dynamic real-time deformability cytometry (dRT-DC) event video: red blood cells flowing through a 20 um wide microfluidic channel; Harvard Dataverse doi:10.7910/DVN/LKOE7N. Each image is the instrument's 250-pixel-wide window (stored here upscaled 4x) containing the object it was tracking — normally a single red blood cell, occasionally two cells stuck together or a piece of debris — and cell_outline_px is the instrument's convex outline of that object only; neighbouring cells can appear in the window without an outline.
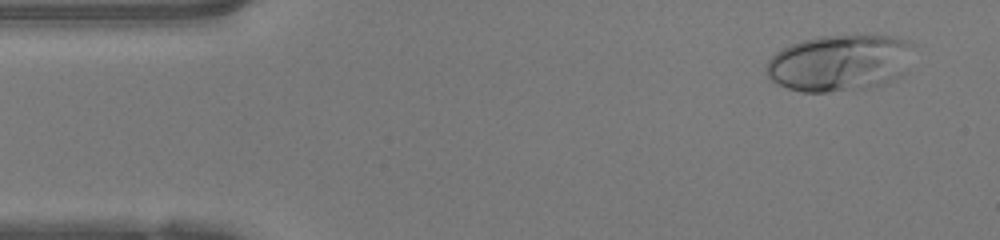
{"species": "human", "species_latin": "Homo sapiens", "temperature_condition": "warm", "stored_images_in_passage": 47, "camera_frame_rate_fps": 3000, "um_per_image_px": 0.085, "donor": {"sex": "female"}, "frame": {"image": 1, "passage_image": 3, "time_ms": 0.667, "image_size_px": [1000, 240], "cell_outline_px": [[912, 44], [904, 72], [884, 84], [868, 88], [828, 92], [800, 92], [776, 84], [764, 72], [764, 68], [768, 60], [776, 52], [792, 44], [804, 40], [820, 36], [892, 36], [908, 40]], "centroid_in_image_um": [71.3, 5.36], "position_along_channel_um": 13.7, "area_um2": 48.21}}
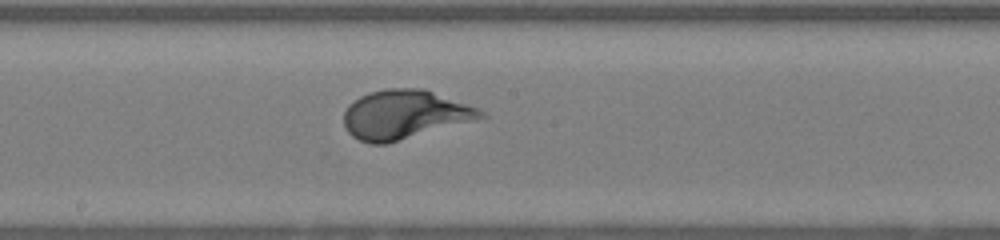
{"frame": {"image": 2, "passage_image": 24, "time_ms": 7.667, "image_size_px": [1000, 240], "cell_outline_px": [[488, 116], [384, 144], [368, 144], [352, 136], [348, 132], [344, 124], [344, 112], [348, 104], [360, 96], [368, 92], [388, 88], [424, 88], [480, 108]], "centroid_in_image_um": [34.36, 9.72], "position_along_channel_um": 213.8, "area_um2": 38.84}}
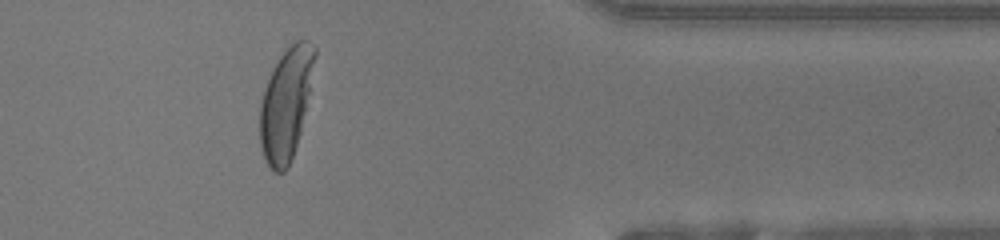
{"frame": {"image": 3, "passage_image": 38, "time_ms": 12.333, "image_size_px": [1000, 240], "cell_outline_px": [[316, 56], [300, 132], [288, 168], [284, 172], [276, 172], [268, 168], [260, 148], [260, 104], [264, 88], [272, 68], [280, 56], [296, 40], [308, 40], [316, 48]], "centroid_in_image_um": [24.27, 8.84], "position_along_channel_um": 387.1, "area_um2": 35.26}, "authors_computed_cell_mechanics": {"area_um2": 38.4948, "velocity_mm_per_s": 4.2185, "shape_relaxation_time_tau1_ms": 3.21, "shape_relaxation_time_tau2_ms": null, "deformation_change_tau1": 0.2428, "deformation_change_tau2": null}}